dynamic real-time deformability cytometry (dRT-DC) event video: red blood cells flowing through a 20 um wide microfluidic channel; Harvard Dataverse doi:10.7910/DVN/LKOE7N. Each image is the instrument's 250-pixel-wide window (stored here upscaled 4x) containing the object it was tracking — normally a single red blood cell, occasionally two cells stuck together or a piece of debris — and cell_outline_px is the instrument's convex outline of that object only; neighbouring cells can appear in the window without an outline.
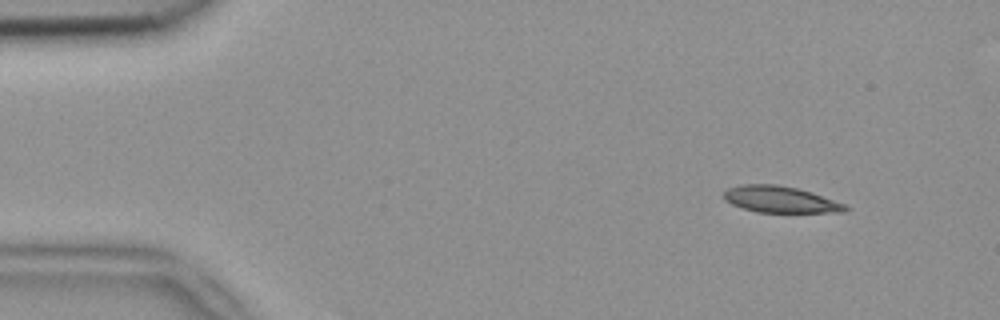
{"species": "common noctule bat (a hibernating species)", "species_latin": "Nyctalus noctula", "temperature_condition": "room temperature", "stored_images_in_passage": 9, "camera_frame_rate_fps": 3000, "um_per_image_px": 0.085, "animal": {"sex": "female", "body_mass_g": 18.4}, "frame": {"image": 1, "passage_image": 1, "time_ms": 0.0, "image_size_px": [1000, 320], "cell_outline_px": [[852, 208], [844, 212], [756, 212], [732, 204], [724, 200], [724, 192], [728, 188], [740, 184], [776, 184], [796, 188], [812, 192], [844, 204]], "centroid_in_image_um": [66.32, 16.95], "position_along_channel_um": 18.7, "area_um2": 18.67}}
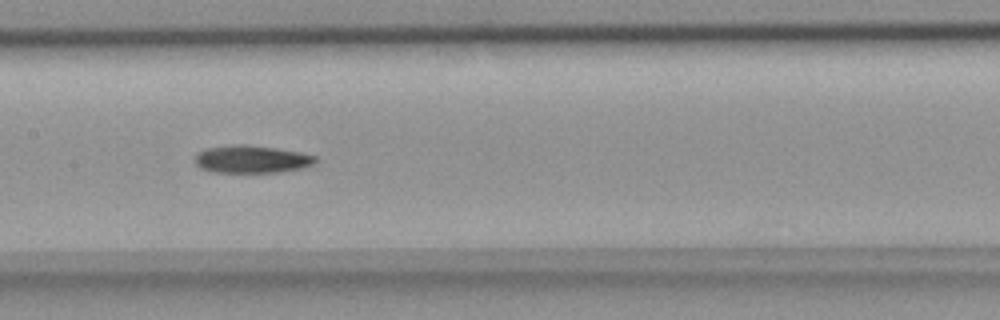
{"frame": {"image": 2, "passage_image": 7, "time_ms": 2.0, "image_size_px": [1000, 320], "cell_outline_px": [[316, 160], [312, 164], [300, 168], [280, 172], [216, 172], [204, 168], [196, 164], [196, 152], [204, 148], [232, 144], [244, 144], [276, 148], [300, 152], [316, 156]], "centroid_in_image_um": [21.37, 13.51], "position_along_channel_um": 186.0, "area_um2": 19.25}}
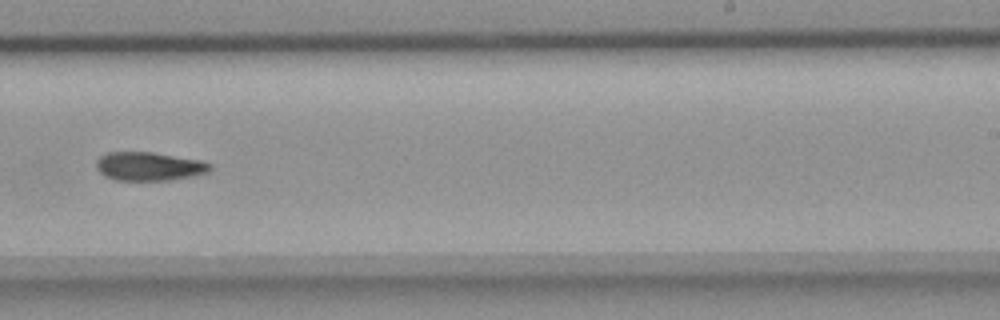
{"frame": {"image": 3, "passage_image": 9, "time_ms": 2.667, "image_size_px": [1000, 320], "cell_outline_px": [[212, 168], [208, 172], [192, 176], [168, 180], [116, 180], [104, 176], [96, 168], [96, 160], [100, 156], [108, 152], [152, 152], [200, 160], [212, 164]], "centroid_in_image_um": [12.65, 14.14], "position_along_channel_um": 276.3, "area_um2": 18.96}}